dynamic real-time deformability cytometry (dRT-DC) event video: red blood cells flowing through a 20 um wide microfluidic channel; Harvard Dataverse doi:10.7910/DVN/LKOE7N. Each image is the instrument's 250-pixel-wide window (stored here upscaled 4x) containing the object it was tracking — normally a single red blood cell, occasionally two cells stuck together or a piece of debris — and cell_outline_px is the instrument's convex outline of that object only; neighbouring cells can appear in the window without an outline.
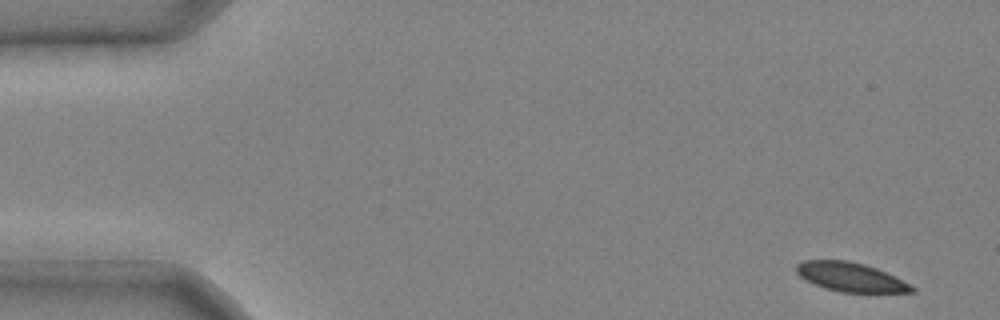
{"species": "common noctule bat (a hibernating species)", "species_latin": "Nyctalus noctula", "temperature_condition": "cold", "stored_images_in_passage": 3, "camera_frame_rate_fps": 3000, "um_per_image_px": 0.085, "animal": {"sex": "male", "body_mass_g": 20.4}, "frame": {"image": 1, "passage_image": 1, "time_ms": 0.0, "image_size_px": [1000, 320], "cell_outline_px": [[916, 292], [840, 292], [824, 288], [800, 276], [796, 272], [796, 264], [804, 260], [848, 260], [864, 264], [876, 268], [916, 288]], "centroid_in_image_um": [72.26, 23.54], "position_along_channel_um": 12.7, "area_um2": 19.19}}